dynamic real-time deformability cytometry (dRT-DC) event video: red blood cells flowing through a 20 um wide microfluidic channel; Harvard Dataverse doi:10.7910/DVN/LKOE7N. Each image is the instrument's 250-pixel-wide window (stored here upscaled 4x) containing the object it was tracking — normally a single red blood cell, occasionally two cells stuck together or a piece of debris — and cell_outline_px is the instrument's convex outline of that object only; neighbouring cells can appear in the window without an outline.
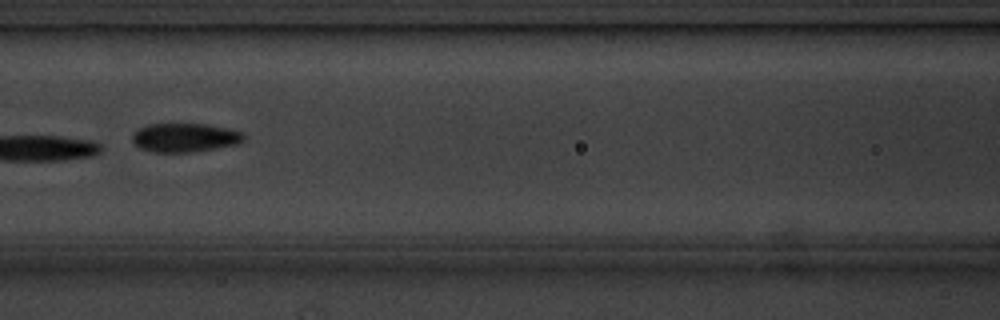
{"species": "common noctule bat (a hibernating species)", "species_latin": "Nyctalus noctula", "temperature_condition": "cold", "stored_images_in_passage": 15, "camera_frame_rate_fps": 3000, "um_per_image_px": 0.085, "animal": {"sex": "male", "body_mass_g": 20.1, "forearm_length_mm": 53.5}, "frame": {"image": 1, "passage_image": 7, "time_ms": 7.667, "image_size_px": [1000, 320], "cell_outline_px": [[244, 140], [240, 144], [196, 152], [156, 152], [140, 148], [132, 140], [132, 136], [140, 128], [148, 124], [208, 124], [240, 132], [244, 136]], "centroid_in_image_um": [15.74, 11.71], "position_along_channel_um": 150.9, "area_um2": 18.61}, "authors_computed_cell_mechanics": {"area_um2": 17.8602, "velocity_mm_per_s": 3.5256, "shape_relaxation_time_tau1_ms": 1.1034, "shape_relaxation_time_tau2_ms": null, "deformation_change_tau1": 0.1656, "deformation_change_tau2": null}}